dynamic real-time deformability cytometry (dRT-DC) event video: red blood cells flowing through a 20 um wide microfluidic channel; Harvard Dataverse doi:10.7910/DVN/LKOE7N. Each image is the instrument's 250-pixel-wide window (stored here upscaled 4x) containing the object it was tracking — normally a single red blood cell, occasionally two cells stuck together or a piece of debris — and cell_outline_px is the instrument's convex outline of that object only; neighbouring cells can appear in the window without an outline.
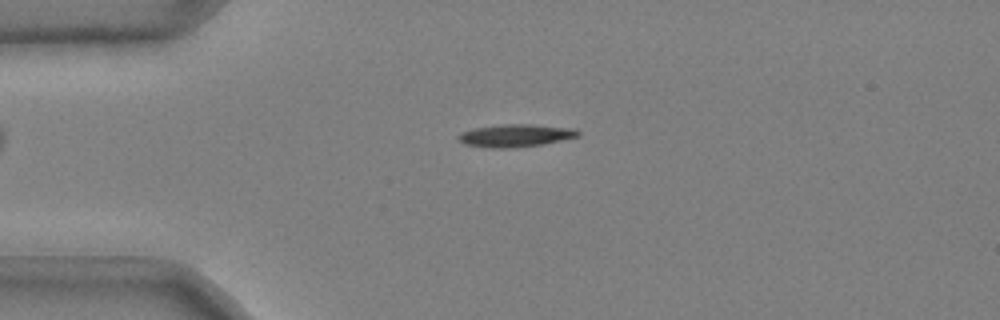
{"species": "common noctule bat (a hibernating species)", "species_latin": "Nyctalus noctula", "temperature_condition": "cold", "stored_images_in_passage": 38, "camera_frame_rate_fps": 3000, "um_per_image_px": 0.085, "animal": {"sex": "male", "body_mass_g": 20.4}, "frame": {"image": 1, "passage_image": 1, "time_ms": 0.0, "image_size_px": [1000, 320], "cell_outline_px": [[580, 136], [544, 144], [508, 148], [488, 148], [464, 144], [456, 136], [460, 132], [472, 128], [500, 124], [532, 124], [576, 128], [580, 132]], "centroid_in_image_um": [43.82, 11.51], "position_along_channel_um": 41.2, "area_um2": 16.07}}
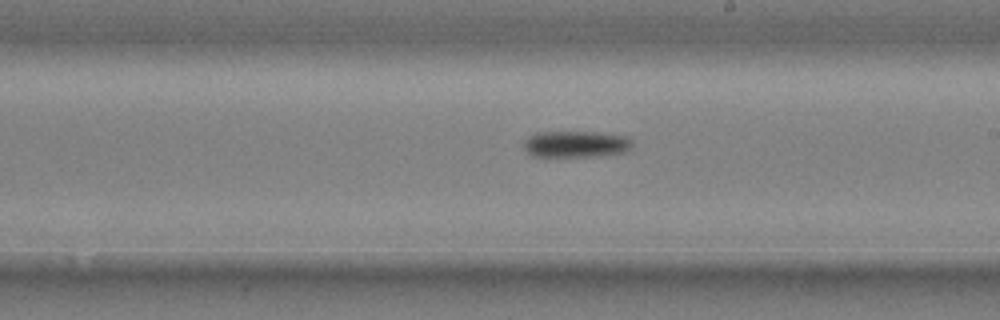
{"frame": {"image": 2, "passage_image": 19, "time_ms": 6.0, "image_size_px": [1000, 320], "cell_outline_px": [[632, 148], [628, 152], [600, 156], [532, 156], [524, 148], [524, 140], [528, 136], [536, 132], [596, 132], [628, 136], [632, 140]], "centroid_in_image_um": [49.0, 12.25], "position_along_channel_um": 240.0, "area_um2": 16.99}}
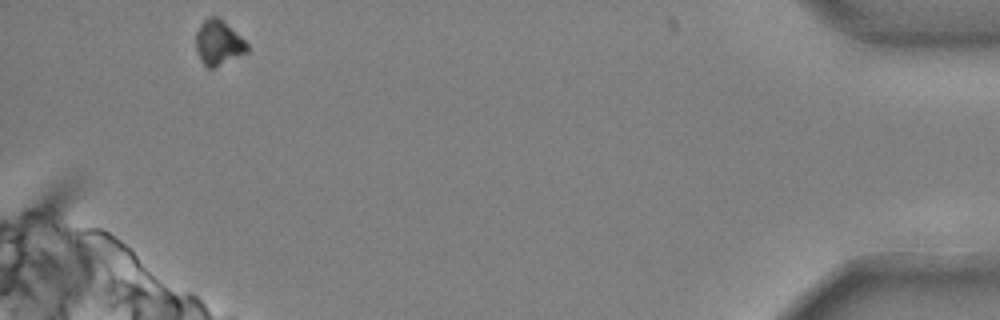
{"frame": {"image": 3, "passage_image": 38, "time_ms": 12.333, "image_size_px": [1000, 320], "cell_outline_px": [[248, 52], [216, 68], [208, 68], [200, 60], [196, 48], [196, 32], [200, 24], [208, 16], [220, 16], [248, 44]], "centroid_in_image_um": [18.57, 3.62], "position_along_channel_um": 416.6, "area_um2": 13.64}, "authors_computed_cell_mechanics": {"area_um2": 15.9817, "velocity_mm_per_s": 3.6951, "shape_relaxation_time_tau1_ms": 1.5507, "shape_relaxation_time_tau2_ms": null, "deformation_change_tau1": 0.1078, "deformation_change_tau2": null}}